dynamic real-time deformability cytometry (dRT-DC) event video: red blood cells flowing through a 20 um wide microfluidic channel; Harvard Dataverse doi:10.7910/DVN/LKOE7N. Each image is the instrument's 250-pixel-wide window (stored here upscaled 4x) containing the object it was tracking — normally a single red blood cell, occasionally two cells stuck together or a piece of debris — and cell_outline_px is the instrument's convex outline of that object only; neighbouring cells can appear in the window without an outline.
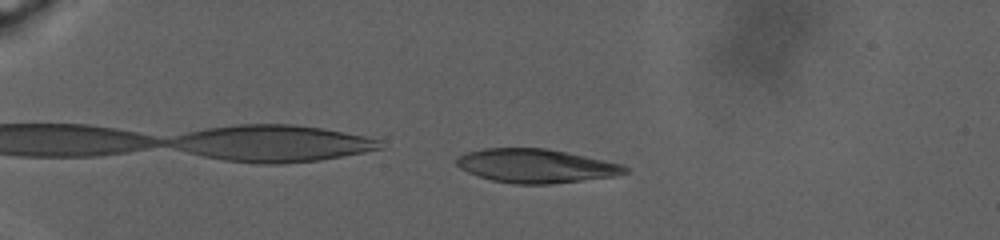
{"species": "human", "species_latin": "Homo sapiens", "temperature_condition": "warm", "stored_images_in_passage": 68, "camera_frame_rate_fps": 3000, "um_per_image_px": 0.085, "donor": {"sex": "male"}, "frame": {"image": 1, "passage_image": 12, "time_ms": 3.0, "image_size_px": [1000, 240], "cell_outline_px": [[628, 172], [616, 176], [552, 184], [512, 184], [492, 180], [468, 172], [460, 168], [456, 164], [456, 160], [464, 152], [484, 148], [544, 148], [568, 152], [624, 164], [628, 168]], "centroid_in_image_um": [45.58, 14.1], "position_along_channel_um": 39.4, "area_um2": 33.35}}
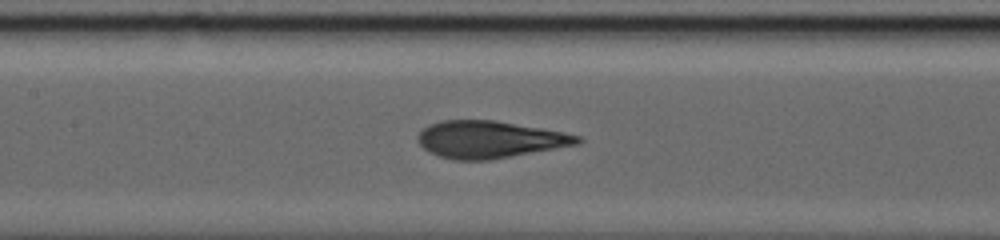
{"frame": {"image": 2, "passage_image": 46, "time_ms": 12.333, "image_size_px": [1000, 240], "cell_outline_px": [[584, 140], [580, 144], [492, 160], [456, 160], [440, 156], [428, 152], [416, 140], [416, 136], [424, 128], [440, 120], [496, 120], [540, 128], [580, 136]], "centroid_in_image_um": [41.62, 11.86], "position_along_channel_um": 165.8, "area_um2": 34.56}}
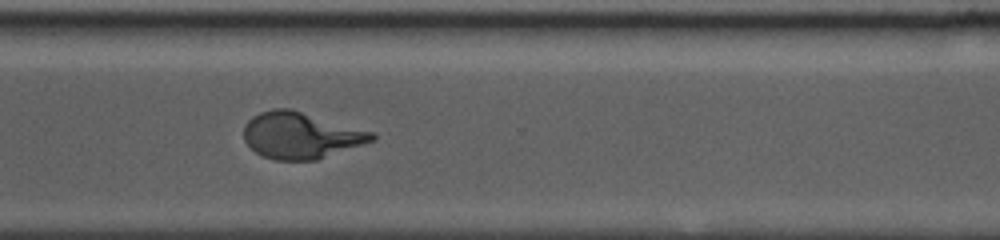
{"frame": {"image": 3, "passage_image": 67, "time_ms": 20.667, "image_size_px": [1000, 240], "cell_outline_px": [[376, 140], [316, 160], [276, 160], [264, 156], [256, 152], [244, 140], [244, 124], [252, 116], [260, 112], [272, 108], [292, 108], [376, 132]], "centroid_in_image_um": [25.6, 11.48], "position_along_channel_um": 345.0, "area_um2": 35.03}}